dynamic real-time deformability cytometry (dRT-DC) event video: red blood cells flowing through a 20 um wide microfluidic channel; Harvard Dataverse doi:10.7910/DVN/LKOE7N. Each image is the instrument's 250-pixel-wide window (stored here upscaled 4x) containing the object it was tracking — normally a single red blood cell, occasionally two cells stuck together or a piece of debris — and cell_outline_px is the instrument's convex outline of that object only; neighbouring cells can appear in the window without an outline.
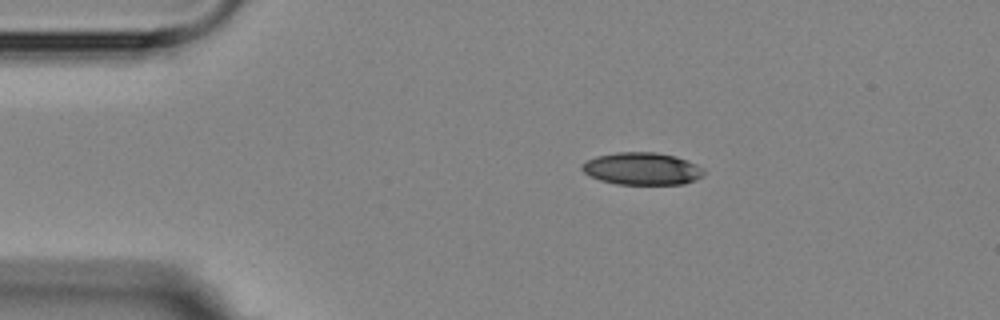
{"species": "Egyptian fruit bat (a non-hibernating species)", "species_latin": "Rousettus aegyptiacus", "temperature_condition": "room temperature", "stored_images_in_passage": 7, "camera_frame_rate_fps": 3000, "um_per_image_px": 0.085, "animal": {"sex": "female"}, "frame": {"image": 1, "passage_image": 1, "time_ms": 0.0, "image_size_px": [1000, 320], "cell_outline_px": [[704, 176], [696, 180], [684, 184], [616, 184], [600, 180], [584, 172], [580, 168], [588, 160], [596, 156], [616, 152], [656, 152], [676, 156], [700, 168], [704, 172]], "centroid_in_image_um": [54.56, 14.34], "position_along_channel_um": 30.4, "area_um2": 22.72}}
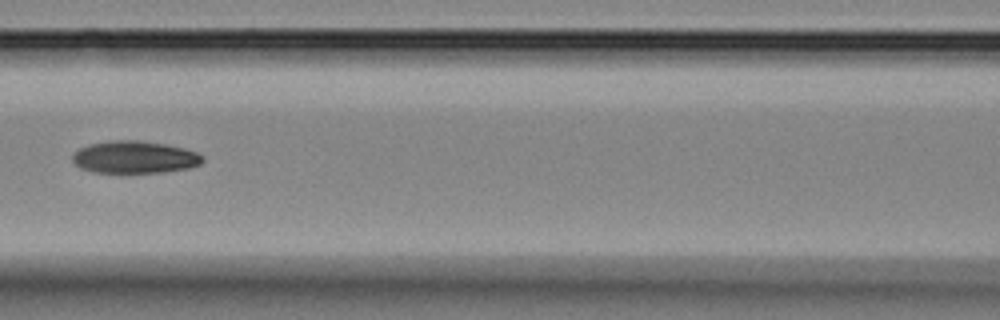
{"frame": {"image": 2, "passage_image": 5, "time_ms": 4.667, "image_size_px": [1000, 320], "cell_outline_px": [[204, 160], [200, 164], [188, 168], [164, 172], [92, 172], [80, 168], [72, 160], [72, 156], [80, 148], [88, 144], [112, 140], [140, 140], [164, 144], [184, 148], [196, 152], [204, 156]], "centroid_in_image_um": [11.45, 13.35], "position_along_channel_um": 155.2, "area_um2": 24.45}}
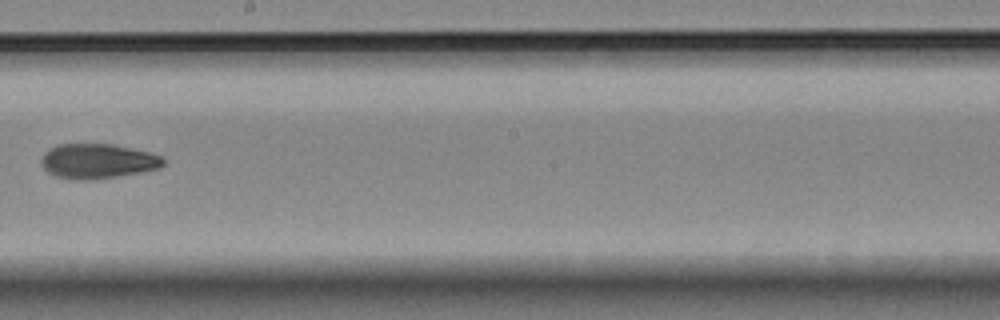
{"frame": {"image": 3, "passage_image": 7, "time_ms": 7.0, "image_size_px": [1000, 320], "cell_outline_px": [[164, 164], [160, 168], [144, 172], [88, 180], [76, 180], [56, 176], [48, 172], [40, 164], [40, 160], [44, 152], [48, 148], [60, 144], [112, 144], [148, 152], [160, 156], [164, 160]], "centroid_in_image_um": [8.27, 13.7], "position_along_channel_um": 239.9, "area_um2": 24.74}}